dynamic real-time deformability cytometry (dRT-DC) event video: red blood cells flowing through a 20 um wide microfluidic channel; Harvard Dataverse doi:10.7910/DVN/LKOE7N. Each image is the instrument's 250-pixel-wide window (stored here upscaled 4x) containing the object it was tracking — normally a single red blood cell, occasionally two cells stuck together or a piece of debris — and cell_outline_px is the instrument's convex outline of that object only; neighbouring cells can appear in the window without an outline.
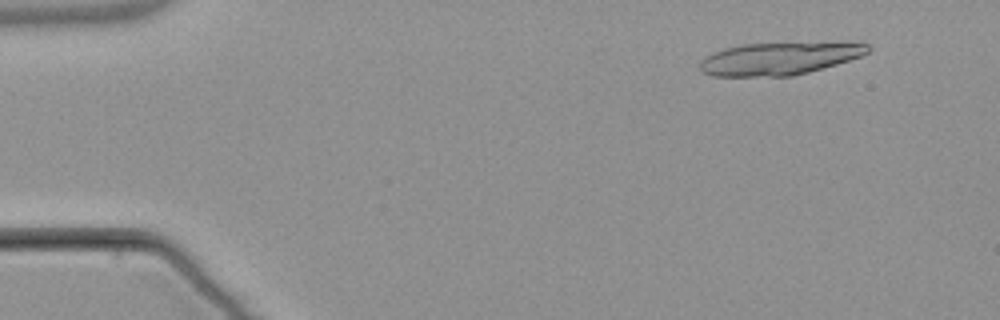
{"species": "common noctule bat (a hibernating species)", "species_latin": "Nyctalus noctula", "temperature_condition": "warm", "stored_images_in_passage": 5, "segment_of_instrument_passage": [1, 2], "camera_frame_rate_fps": 3000, "um_per_image_px": 0.085, "animal": {"sex": "male", "body_mass_g": 21.5, "forearm_length_mm": 52.0}, "frame": {"image": 1, "passage_image": 2, "time_ms": 1.333, "image_size_px": [1000, 320], "cell_outline_px": [[872, 48], [868, 52], [860, 56], [836, 64], [808, 72], [792, 76], [712, 76], [704, 72], [700, 68], [700, 60], [704, 56], [712, 52], [724, 48], [744, 44], [840, 40], [868, 44]], "centroid_in_image_um": [66.3, 4.93], "position_along_channel_um": 18.7, "area_um2": 32.77}}